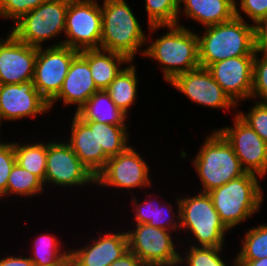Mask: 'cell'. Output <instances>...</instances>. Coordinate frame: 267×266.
Masks as SVG:
<instances>
[{"mask_svg": "<svg viewBox=\"0 0 267 266\" xmlns=\"http://www.w3.org/2000/svg\"><path fill=\"white\" fill-rule=\"evenodd\" d=\"M235 4V16L221 24L205 27L198 36L199 63L201 67L238 56H255L254 25L242 18Z\"/></svg>", "mask_w": 267, "mask_h": 266, "instance_id": "1", "label": "cell"}, {"mask_svg": "<svg viewBox=\"0 0 267 266\" xmlns=\"http://www.w3.org/2000/svg\"><path fill=\"white\" fill-rule=\"evenodd\" d=\"M160 27H167L170 30L153 41L148 48L141 51V54L163 65L164 78L170 83L177 75L200 67L198 34L179 23L149 26L151 31Z\"/></svg>", "mask_w": 267, "mask_h": 266, "instance_id": "2", "label": "cell"}, {"mask_svg": "<svg viewBox=\"0 0 267 266\" xmlns=\"http://www.w3.org/2000/svg\"><path fill=\"white\" fill-rule=\"evenodd\" d=\"M100 49L125 55L132 61L148 41L125 0H103Z\"/></svg>", "mask_w": 267, "mask_h": 266, "instance_id": "3", "label": "cell"}, {"mask_svg": "<svg viewBox=\"0 0 267 266\" xmlns=\"http://www.w3.org/2000/svg\"><path fill=\"white\" fill-rule=\"evenodd\" d=\"M257 178V175L246 172L208 192L221 221L229 230L259 210L263 198Z\"/></svg>", "mask_w": 267, "mask_h": 266, "instance_id": "4", "label": "cell"}, {"mask_svg": "<svg viewBox=\"0 0 267 266\" xmlns=\"http://www.w3.org/2000/svg\"><path fill=\"white\" fill-rule=\"evenodd\" d=\"M193 164L204 187L201 192L208 193L246 173L231 145L217 130L207 136Z\"/></svg>", "mask_w": 267, "mask_h": 266, "instance_id": "5", "label": "cell"}, {"mask_svg": "<svg viewBox=\"0 0 267 266\" xmlns=\"http://www.w3.org/2000/svg\"><path fill=\"white\" fill-rule=\"evenodd\" d=\"M178 215L182 229L189 230L199 246L223 247L224 234L229 229L221 221L207 192L193 197L177 198Z\"/></svg>", "mask_w": 267, "mask_h": 266, "instance_id": "6", "label": "cell"}, {"mask_svg": "<svg viewBox=\"0 0 267 266\" xmlns=\"http://www.w3.org/2000/svg\"><path fill=\"white\" fill-rule=\"evenodd\" d=\"M70 0H46L23 15L10 31L18 40L34 47L65 31L66 11Z\"/></svg>", "mask_w": 267, "mask_h": 266, "instance_id": "7", "label": "cell"}, {"mask_svg": "<svg viewBox=\"0 0 267 266\" xmlns=\"http://www.w3.org/2000/svg\"><path fill=\"white\" fill-rule=\"evenodd\" d=\"M66 40L52 46H68L77 51L100 49L101 6L96 0H70L66 11Z\"/></svg>", "mask_w": 267, "mask_h": 266, "instance_id": "8", "label": "cell"}, {"mask_svg": "<svg viewBox=\"0 0 267 266\" xmlns=\"http://www.w3.org/2000/svg\"><path fill=\"white\" fill-rule=\"evenodd\" d=\"M170 232L136 223L134 231H127L129 250L146 266H178L180 255Z\"/></svg>", "mask_w": 267, "mask_h": 266, "instance_id": "9", "label": "cell"}, {"mask_svg": "<svg viewBox=\"0 0 267 266\" xmlns=\"http://www.w3.org/2000/svg\"><path fill=\"white\" fill-rule=\"evenodd\" d=\"M79 51L68 46L38 47L34 69V86L50 102L60 91L71 62Z\"/></svg>", "mask_w": 267, "mask_h": 266, "instance_id": "10", "label": "cell"}, {"mask_svg": "<svg viewBox=\"0 0 267 266\" xmlns=\"http://www.w3.org/2000/svg\"><path fill=\"white\" fill-rule=\"evenodd\" d=\"M233 127L217 130L231 145L243 169L260 177L267 173V143L237 114Z\"/></svg>", "mask_w": 267, "mask_h": 266, "instance_id": "11", "label": "cell"}, {"mask_svg": "<svg viewBox=\"0 0 267 266\" xmlns=\"http://www.w3.org/2000/svg\"><path fill=\"white\" fill-rule=\"evenodd\" d=\"M147 165L145 159L128 146L118 155L109 157L105 167L95 176V183L126 189L149 186L151 181Z\"/></svg>", "mask_w": 267, "mask_h": 266, "instance_id": "12", "label": "cell"}, {"mask_svg": "<svg viewBox=\"0 0 267 266\" xmlns=\"http://www.w3.org/2000/svg\"><path fill=\"white\" fill-rule=\"evenodd\" d=\"M80 186L95 183V176L80 161L67 142L47 143L46 174L43 184Z\"/></svg>", "mask_w": 267, "mask_h": 266, "instance_id": "13", "label": "cell"}, {"mask_svg": "<svg viewBox=\"0 0 267 266\" xmlns=\"http://www.w3.org/2000/svg\"><path fill=\"white\" fill-rule=\"evenodd\" d=\"M170 84L199 105L223 109L237 106L214 80L209 70L201 66L177 75Z\"/></svg>", "mask_w": 267, "mask_h": 266, "instance_id": "14", "label": "cell"}, {"mask_svg": "<svg viewBox=\"0 0 267 266\" xmlns=\"http://www.w3.org/2000/svg\"><path fill=\"white\" fill-rule=\"evenodd\" d=\"M38 47L18 40L11 32L0 39V84H19L34 78Z\"/></svg>", "mask_w": 267, "mask_h": 266, "instance_id": "15", "label": "cell"}, {"mask_svg": "<svg viewBox=\"0 0 267 266\" xmlns=\"http://www.w3.org/2000/svg\"><path fill=\"white\" fill-rule=\"evenodd\" d=\"M254 57L228 58L207 67L214 80L236 105L239 99L251 98Z\"/></svg>", "mask_w": 267, "mask_h": 266, "instance_id": "16", "label": "cell"}, {"mask_svg": "<svg viewBox=\"0 0 267 266\" xmlns=\"http://www.w3.org/2000/svg\"><path fill=\"white\" fill-rule=\"evenodd\" d=\"M49 102L37 91L34 82L0 84V115L2 120L35 117L49 110Z\"/></svg>", "mask_w": 267, "mask_h": 266, "instance_id": "17", "label": "cell"}, {"mask_svg": "<svg viewBox=\"0 0 267 266\" xmlns=\"http://www.w3.org/2000/svg\"><path fill=\"white\" fill-rule=\"evenodd\" d=\"M92 241L90 246L69 251V266H110L129 250L127 232H106Z\"/></svg>", "mask_w": 267, "mask_h": 266, "instance_id": "18", "label": "cell"}, {"mask_svg": "<svg viewBox=\"0 0 267 266\" xmlns=\"http://www.w3.org/2000/svg\"><path fill=\"white\" fill-rule=\"evenodd\" d=\"M71 124V137L68 144L80 161L96 176L109 159L98 144L96 121H82L75 114Z\"/></svg>", "mask_w": 267, "mask_h": 266, "instance_id": "19", "label": "cell"}, {"mask_svg": "<svg viewBox=\"0 0 267 266\" xmlns=\"http://www.w3.org/2000/svg\"><path fill=\"white\" fill-rule=\"evenodd\" d=\"M98 90L89 63L78 53L70 64L59 93L49 102V108H52L55 101L62 99L65 105L77 104L78 111Z\"/></svg>", "mask_w": 267, "mask_h": 266, "instance_id": "20", "label": "cell"}, {"mask_svg": "<svg viewBox=\"0 0 267 266\" xmlns=\"http://www.w3.org/2000/svg\"><path fill=\"white\" fill-rule=\"evenodd\" d=\"M79 53L89 63L92 78L99 90H106L109 87L123 69H120V65L131 62L123 54L104 49H88Z\"/></svg>", "mask_w": 267, "mask_h": 266, "instance_id": "21", "label": "cell"}, {"mask_svg": "<svg viewBox=\"0 0 267 266\" xmlns=\"http://www.w3.org/2000/svg\"><path fill=\"white\" fill-rule=\"evenodd\" d=\"M236 0H179L184 14L203 26L221 24L235 16Z\"/></svg>", "mask_w": 267, "mask_h": 266, "instance_id": "22", "label": "cell"}, {"mask_svg": "<svg viewBox=\"0 0 267 266\" xmlns=\"http://www.w3.org/2000/svg\"><path fill=\"white\" fill-rule=\"evenodd\" d=\"M75 114L82 121H97L111 125H126L124 121L127 119V114L115 105L106 90L94 93Z\"/></svg>", "mask_w": 267, "mask_h": 266, "instance_id": "23", "label": "cell"}, {"mask_svg": "<svg viewBox=\"0 0 267 266\" xmlns=\"http://www.w3.org/2000/svg\"><path fill=\"white\" fill-rule=\"evenodd\" d=\"M127 66L120 71L106 89L115 105L125 114L134 104L138 85L135 66L132 64Z\"/></svg>", "mask_w": 267, "mask_h": 266, "instance_id": "24", "label": "cell"}, {"mask_svg": "<svg viewBox=\"0 0 267 266\" xmlns=\"http://www.w3.org/2000/svg\"><path fill=\"white\" fill-rule=\"evenodd\" d=\"M16 163L37 176L43 183L46 174L47 143L17 144L14 142Z\"/></svg>", "mask_w": 267, "mask_h": 266, "instance_id": "25", "label": "cell"}, {"mask_svg": "<svg viewBox=\"0 0 267 266\" xmlns=\"http://www.w3.org/2000/svg\"><path fill=\"white\" fill-rule=\"evenodd\" d=\"M56 237L38 236L34 241L33 257H29L34 266H69V251H60Z\"/></svg>", "mask_w": 267, "mask_h": 266, "instance_id": "26", "label": "cell"}, {"mask_svg": "<svg viewBox=\"0 0 267 266\" xmlns=\"http://www.w3.org/2000/svg\"><path fill=\"white\" fill-rule=\"evenodd\" d=\"M126 129V125H111L96 121V138L108 157L118 155L128 147L129 137Z\"/></svg>", "mask_w": 267, "mask_h": 266, "instance_id": "27", "label": "cell"}, {"mask_svg": "<svg viewBox=\"0 0 267 266\" xmlns=\"http://www.w3.org/2000/svg\"><path fill=\"white\" fill-rule=\"evenodd\" d=\"M43 182L34 174L15 163L7 181V190L3 196L17 194L32 196L43 191Z\"/></svg>", "mask_w": 267, "mask_h": 266, "instance_id": "28", "label": "cell"}, {"mask_svg": "<svg viewBox=\"0 0 267 266\" xmlns=\"http://www.w3.org/2000/svg\"><path fill=\"white\" fill-rule=\"evenodd\" d=\"M236 261H251L267 257V225L249 229Z\"/></svg>", "mask_w": 267, "mask_h": 266, "instance_id": "29", "label": "cell"}, {"mask_svg": "<svg viewBox=\"0 0 267 266\" xmlns=\"http://www.w3.org/2000/svg\"><path fill=\"white\" fill-rule=\"evenodd\" d=\"M149 26L178 24L179 0H145Z\"/></svg>", "mask_w": 267, "mask_h": 266, "instance_id": "30", "label": "cell"}, {"mask_svg": "<svg viewBox=\"0 0 267 266\" xmlns=\"http://www.w3.org/2000/svg\"><path fill=\"white\" fill-rule=\"evenodd\" d=\"M192 245L189 249L190 251L186 252L185 259L180 256L178 264L184 263L187 266H226L222 258L219 257L223 247H198L194 244Z\"/></svg>", "mask_w": 267, "mask_h": 266, "instance_id": "31", "label": "cell"}, {"mask_svg": "<svg viewBox=\"0 0 267 266\" xmlns=\"http://www.w3.org/2000/svg\"><path fill=\"white\" fill-rule=\"evenodd\" d=\"M267 143V102H257L248 112L237 114Z\"/></svg>", "mask_w": 267, "mask_h": 266, "instance_id": "32", "label": "cell"}, {"mask_svg": "<svg viewBox=\"0 0 267 266\" xmlns=\"http://www.w3.org/2000/svg\"><path fill=\"white\" fill-rule=\"evenodd\" d=\"M262 58H258V52H255L253 62V86L251 99L256 96L262 99V102H267V53L261 52ZM264 99V100H263Z\"/></svg>", "mask_w": 267, "mask_h": 266, "instance_id": "33", "label": "cell"}, {"mask_svg": "<svg viewBox=\"0 0 267 266\" xmlns=\"http://www.w3.org/2000/svg\"><path fill=\"white\" fill-rule=\"evenodd\" d=\"M46 0H0L1 15L18 21L23 15L39 7Z\"/></svg>", "mask_w": 267, "mask_h": 266, "instance_id": "34", "label": "cell"}, {"mask_svg": "<svg viewBox=\"0 0 267 266\" xmlns=\"http://www.w3.org/2000/svg\"><path fill=\"white\" fill-rule=\"evenodd\" d=\"M15 163L14 143L0 141V199L6 193L9 174Z\"/></svg>", "mask_w": 267, "mask_h": 266, "instance_id": "35", "label": "cell"}, {"mask_svg": "<svg viewBox=\"0 0 267 266\" xmlns=\"http://www.w3.org/2000/svg\"><path fill=\"white\" fill-rule=\"evenodd\" d=\"M254 24L267 17V0H240V6Z\"/></svg>", "mask_w": 267, "mask_h": 266, "instance_id": "36", "label": "cell"}, {"mask_svg": "<svg viewBox=\"0 0 267 266\" xmlns=\"http://www.w3.org/2000/svg\"><path fill=\"white\" fill-rule=\"evenodd\" d=\"M135 205V220L138 224H149L155 227V213L156 204L150 202H143L141 205L138 204V200L133 197ZM137 201V202H136ZM137 207V208H136Z\"/></svg>", "mask_w": 267, "mask_h": 266, "instance_id": "37", "label": "cell"}, {"mask_svg": "<svg viewBox=\"0 0 267 266\" xmlns=\"http://www.w3.org/2000/svg\"><path fill=\"white\" fill-rule=\"evenodd\" d=\"M157 205H156V213H155V227L165 229V230H167V229L169 230V228H171V229L173 228L175 231L177 230V228H180V222L179 223H177V222L172 223V221H173L172 218L167 219V217L170 216L169 214H171L170 212H173L172 210H170V209H172V207L171 206L163 207L162 205L159 207V205L158 206Z\"/></svg>", "mask_w": 267, "mask_h": 266, "instance_id": "38", "label": "cell"}, {"mask_svg": "<svg viewBox=\"0 0 267 266\" xmlns=\"http://www.w3.org/2000/svg\"><path fill=\"white\" fill-rule=\"evenodd\" d=\"M255 51L267 53V17L254 25Z\"/></svg>", "mask_w": 267, "mask_h": 266, "instance_id": "39", "label": "cell"}, {"mask_svg": "<svg viewBox=\"0 0 267 266\" xmlns=\"http://www.w3.org/2000/svg\"><path fill=\"white\" fill-rule=\"evenodd\" d=\"M110 266H146L134 253L128 250Z\"/></svg>", "mask_w": 267, "mask_h": 266, "instance_id": "40", "label": "cell"}, {"mask_svg": "<svg viewBox=\"0 0 267 266\" xmlns=\"http://www.w3.org/2000/svg\"><path fill=\"white\" fill-rule=\"evenodd\" d=\"M0 266H34L29 257L7 256L0 259Z\"/></svg>", "mask_w": 267, "mask_h": 266, "instance_id": "41", "label": "cell"}, {"mask_svg": "<svg viewBox=\"0 0 267 266\" xmlns=\"http://www.w3.org/2000/svg\"><path fill=\"white\" fill-rule=\"evenodd\" d=\"M234 262V266H267V257L251 261H236L235 258Z\"/></svg>", "mask_w": 267, "mask_h": 266, "instance_id": "42", "label": "cell"}, {"mask_svg": "<svg viewBox=\"0 0 267 266\" xmlns=\"http://www.w3.org/2000/svg\"><path fill=\"white\" fill-rule=\"evenodd\" d=\"M3 120H2V118H1V115H0V127H1V122H2Z\"/></svg>", "mask_w": 267, "mask_h": 266, "instance_id": "43", "label": "cell"}]
</instances>
